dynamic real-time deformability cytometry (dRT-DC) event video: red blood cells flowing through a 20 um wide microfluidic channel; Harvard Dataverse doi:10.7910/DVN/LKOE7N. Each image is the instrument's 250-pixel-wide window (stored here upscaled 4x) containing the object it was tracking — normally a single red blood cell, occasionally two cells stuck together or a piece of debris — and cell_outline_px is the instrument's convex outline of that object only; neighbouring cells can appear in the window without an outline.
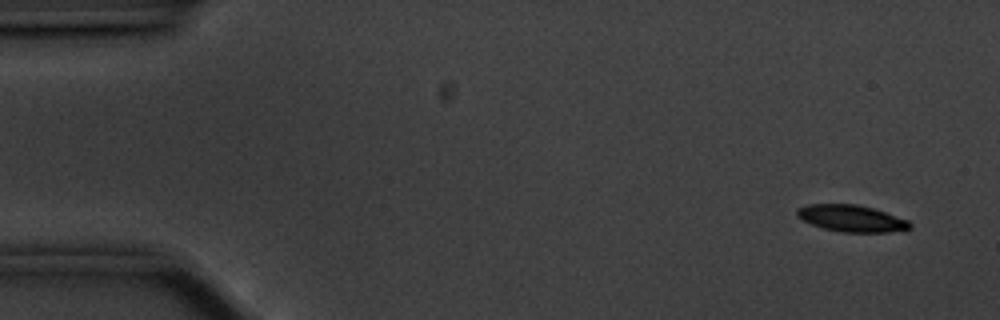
{"species": "common noctule bat (a hibernating species)", "species_latin": "Nyctalus noctula", "temperature_condition": "cold", "stored_images_in_passage": 54, "camera_frame_rate_fps": 3000, "um_per_image_px": 0.085, "animal": {"sex": "male", "body_mass_g": 20.1, "forearm_length_mm": 53.5}, "frame": {"image": 1, "passage_image": 1, "time_ms": 0.0, "image_size_px": [1000, 320], "cell_outline_px": [[912, 228], [888, 232], [840, 232], [824, 228], [812, 224], [796, 216], [796, 208], [808, 204], [856, 204], [872, 208], [908, 220], [912, 224]], "centroid_in_image_um": [72.36, 18.56], "position_along_channel_um": 12.6, "area_um2": 17.46}}
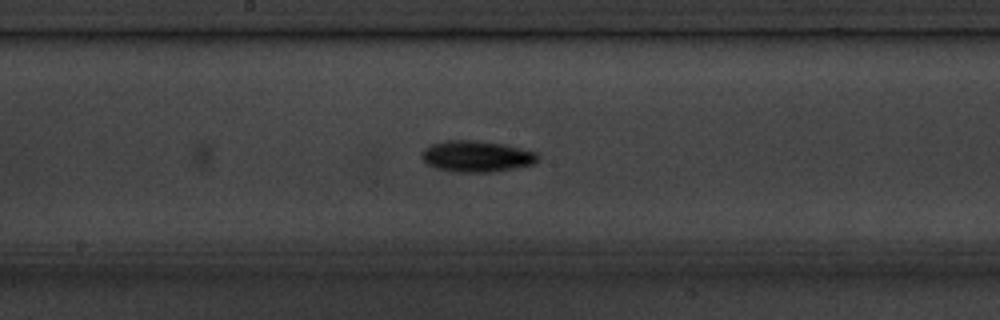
{"frame": {"image": 2, "passage_image": 27, "time_ms": 8.667, "image_size_px": [1000, 320], "cell_outline_px": [[540, 156], [532, 164], [492, 172], [456, 172], [436, 168], [424, 164], [420, 156], [420, 152], [424, 148], [432, 144], [444, 140], [472, 140], [504, 144], [536, 152]], "centroid_in_image_um": [40.43, 13.28], "position_along_channel_um": 207.8, "area_um2": 21.21}}
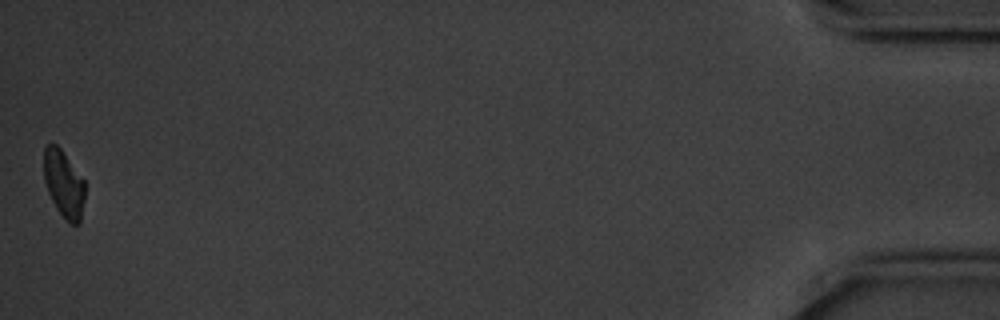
{"frame": {"image": 3, "passage_image": 54, "time_ms": 17.667, "image_size_px": [1000, 320], "cell_outline_px": [[84, 200], [80, 224], [72, 224], [56, 208], [48, 192], [44, 180], [44, 148], [48, 144], [56, 144], [60, 148], [84, 180]], "centroid_in_image_um": [5.42, 15.62], "position_along_channel_um": 429.8, "area_um2": 15.78}}